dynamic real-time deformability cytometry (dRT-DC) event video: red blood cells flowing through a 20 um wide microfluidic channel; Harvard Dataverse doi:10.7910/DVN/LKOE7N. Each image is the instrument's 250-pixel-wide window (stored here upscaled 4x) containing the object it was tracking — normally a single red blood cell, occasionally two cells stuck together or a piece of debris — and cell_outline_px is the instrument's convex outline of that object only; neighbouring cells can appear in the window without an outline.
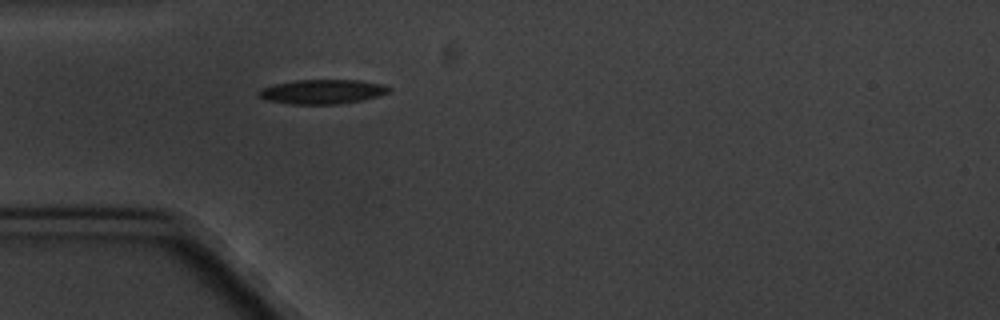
{"species": "common noctule bat (a hibernating species)", "species_latin": "Nyctalus noctula", "temperature_condition": "cold", "stored_images_in_passage": 1, "camera_frame_rate_fps": 3000, "um_per_image_px": 0.085, "animal": {"sex": "male", "body_mass_g": 20.1, "forearm_length_mm": 53.5}, "frame": {"image": 1, "passage_image": 1, "time_ms": 0.0, "image_size_px": [1000, 320], "cell_outline_px": [[392, 92], [380, 96], [364, 100], [340, 104], [292, 104], [264, 100], [256, 96], [256, 92], [260, 88], [272, 84], [296, 80], [360, 80], [384, 84], [392, 88]], "centroid_in_image_um": [27.4, 7.79], "position_along_channel_um": 57.6, "area_um2": 19.07}}